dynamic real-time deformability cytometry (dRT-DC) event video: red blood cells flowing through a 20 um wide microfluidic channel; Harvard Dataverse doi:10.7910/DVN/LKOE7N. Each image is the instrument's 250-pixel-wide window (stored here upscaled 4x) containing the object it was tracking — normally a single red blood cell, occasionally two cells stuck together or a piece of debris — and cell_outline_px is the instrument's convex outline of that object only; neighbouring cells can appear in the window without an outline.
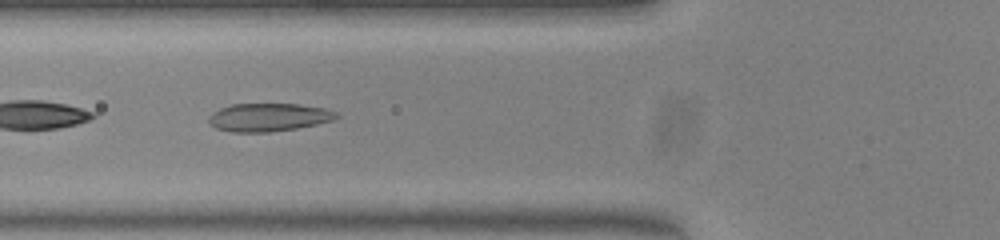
{"species": "common noctule bat (a hibernating species)", "species_latin": "Nyctalus noctula", "temperature_condition": "warm", "stored_images_in_passage": 51, "camera_frame_rate_fps": 3000, "um_per_image_px": 0.085, "animal": {"sex": "female", "body_mass_g": 23.0, "forearm_length_mm": 53.4}, "frame": {"image": 1, "passage_image": 19, "time_ms": 6.0, "image_size_px": [1000, 240], "cell_outline_px": [[340, 116], [332, 120], [316, 124], [296, 128], [268, 132], [232, 132], [216, 128], [208, 124], [208, 116], [212, 112], [220, 108], [232, 104], [296, 104], [324, 108], [336, 112]], "centroid_in_image_um": [22.78, 9.97], "position_along_channel_um": 103.0, "area_um2": 20.87}}
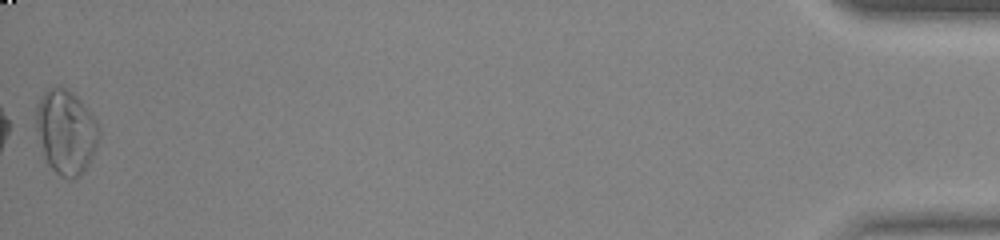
{"frame": {"image": 2, "passage_image": 51, "time_ms": 16.667, "image_size_px": [1000, 240], "cell_outline_px": [[100, 132], [96, 144], [88, 164], [80, 176], [72, 180], [56, 172], [48, 164], [44, 156], [36, 128], [36, 108], [40, 96], [44, 92], [60, 84], [68, 88], [80, 100], [92, 116]], "centroid_in_image_um": [5.58, 11.18], "position_along_channel_um": 429.6, "area_um2": 30.4}, "authors_computed_cell_mechanics": {"area_um2": 22.5998, "velocity_mm_per_s": 4.0085, "shape_relaxation_time_tau1_ms": null, "shape_relaxation_time_tau2_ms": 1.0915, "deformation_change_tau1": null, "deformation_change_tau2": 0.1044}}